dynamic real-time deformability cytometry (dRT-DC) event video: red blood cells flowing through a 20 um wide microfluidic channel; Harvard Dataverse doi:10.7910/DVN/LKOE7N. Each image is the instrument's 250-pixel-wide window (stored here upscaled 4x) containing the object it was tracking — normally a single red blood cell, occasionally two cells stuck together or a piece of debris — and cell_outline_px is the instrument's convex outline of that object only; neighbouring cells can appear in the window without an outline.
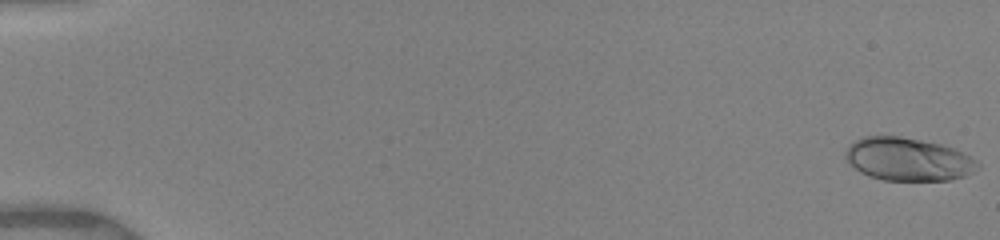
{"species": "human", "species_latin": "Homo sapiens", "temperature_condition": "warm", "stored_images_in_passage": 25, "camera_frame_rate_fps": 3000, "um_per_image_px": 0.085, "donor": {"sex": "female"}, "frame": {"image": 1, "passage_image": 1, "time_ms": 0.0, "image_size_px": [1000, 240], "cell_outline_px": [[980, 168], [964, 176], [948, 180], [884, 180], [868, 176], [860, 172], [844, 156], [844, 152], [848, 144], [864, 136], [900, 136], [940, 144], [952, 148], [976, 160], [980, 164]], "centroid_in_image_um": [77.16, 13.53], "position_along_channel_um": 7.8, "area_um2": 32.95}}
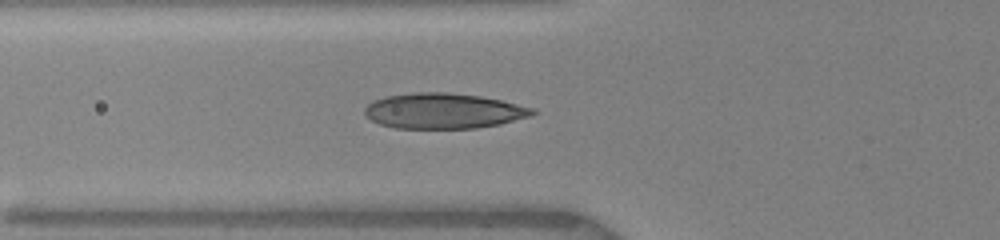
{"frame": {"image": 2, "passage_image": 13, "time_ms": 6.333, "image_size_px": [1000, 240], "cell_outline_px": [[536, 112], [532, 116], [500, 124], [476, 128], [396, 128], [380, 124], [372, 120], [364, 112], [364, 108], [368, 104], [384, 96], [416, 92], [448, 92], [480, 96], [500, 100], [536, 108]], "centroid_in_image_um": [37.73, 9.42], "position_along_channel_um": 88.1, "area_um2": 34.62}}
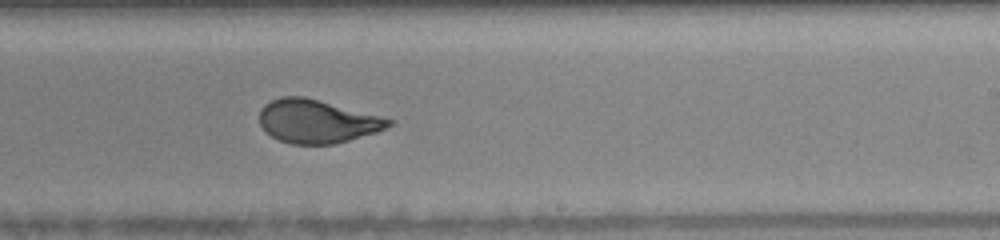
{"frame": {"image": 3, "passage_image": 21, "time_ms": 10.667, "image_size_px": [1000, 240], "cell_outline_px": [[396, 120], [392, 124], [376, 132], [348, 140], [332, 144], [292, 144], [280, 140], [272, 136], [260, 124], [260, 108], [264, 104], [280, 96], [304, 96]], "centroid_in_image_um": [26.94, 10.3], "position_along_channel_um": 262.1, "area_um2": 32.37}}